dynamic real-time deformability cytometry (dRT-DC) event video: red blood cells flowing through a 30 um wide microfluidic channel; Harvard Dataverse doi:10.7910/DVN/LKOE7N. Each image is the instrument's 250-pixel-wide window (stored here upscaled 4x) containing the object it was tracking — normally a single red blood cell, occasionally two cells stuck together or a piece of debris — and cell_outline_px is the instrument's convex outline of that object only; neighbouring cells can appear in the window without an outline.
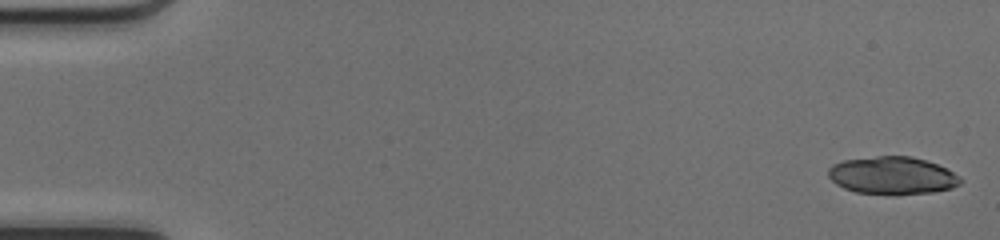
{"species": "common noctule bat (a hibernating species)", "species_latin": "Nyctalus noctula", "temperature_condition": "cold", "stored_images_in_passage": 49, "segment_of_instrument_passage": [1, 2], "camera_frame_rate_fps": 3000, "um_per_image_px": 0.085, "animal": {"sex": "female", "body_mass_g": 17.0, "forearm_length_mm": 48.0}, "frame": {"image": 1, "passage_image": 1, "time_ms": 0.0, "image_size_px": [1000, 240], "cell_outline_px": [[964, 180], [960, 184], [952, 188], [932, 192], [896, 196], [856, 192], [844, 188], [836, 184], [828, 176], [828, 168], [832, 164], [844, 160], [876, 156], [912, 156], [936, 164], [952, 172]], "centroid_in_image_um": [75.83, 14.94], "position_along_channel_um": 9.2, "area_um2": 29.25}}